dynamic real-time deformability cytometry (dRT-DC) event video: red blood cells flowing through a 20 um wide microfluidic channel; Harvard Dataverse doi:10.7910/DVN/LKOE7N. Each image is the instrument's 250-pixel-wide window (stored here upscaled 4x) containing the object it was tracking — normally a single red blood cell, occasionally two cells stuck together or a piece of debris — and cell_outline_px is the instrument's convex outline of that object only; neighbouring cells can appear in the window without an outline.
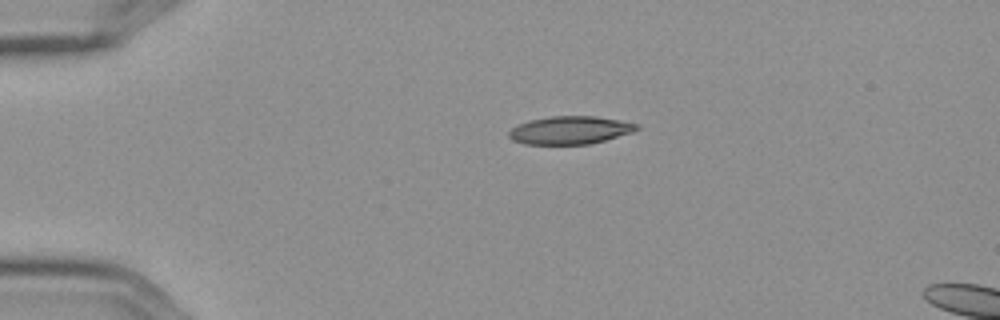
{"species": "Egyptian fruit bat (a non-hibernating species)", "species_latin": "Rousettus aegyptiacus", "temperature_condition": "cold", "stored_images_in_passage": 3, "camera_frame_rate_fps": 3000, "um_per_image_px": 0.085, "frame": {"image": 1, "passage_image": 1, "time_ms": 0.0, "image_size_px": [1000, 320], "cell_outline_px": [[640, 128], [632, 132], [604, 140], [588, 144], [524, 144], [512, 140], [508, 136], [508, 132], [512, 128], [520, 124], [532, 120], [552, 116], [596, 116], [620, 120], [640, 124]], "centroid_in_image_um": [48.47, 11.06], "position_along_channel_um": 36.5, "area_um2": 20.69}}
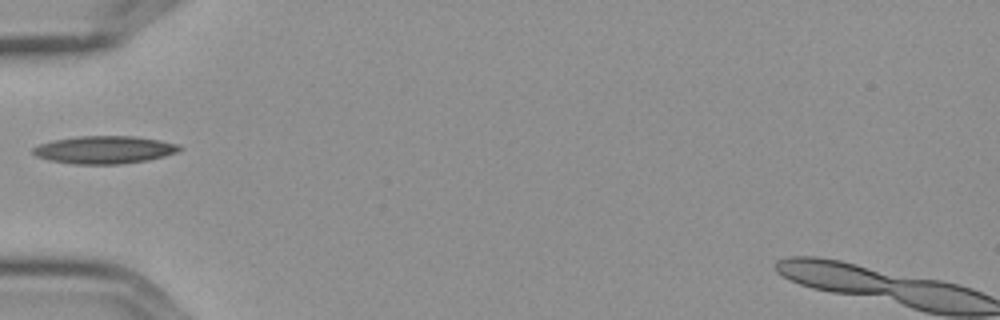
{"frame": {"image": 2, "passage_image": 3, "time_ms": 0.667, "image_size_px": [1000, 320], "cell_outline_px": [[184, 148], [180, 152], [148, 160], [120, 164], [72, 164], [48, 160], [36, 156], [32, 152], [32, 148], [40, 144], [52, 140], [76, 136], [136, 136], [160, 140], [180, 144]], "centroid_in_image_um": [8.91, 12.73], "position_along_channel_um": 76.1, "area_um2": 23.99}}